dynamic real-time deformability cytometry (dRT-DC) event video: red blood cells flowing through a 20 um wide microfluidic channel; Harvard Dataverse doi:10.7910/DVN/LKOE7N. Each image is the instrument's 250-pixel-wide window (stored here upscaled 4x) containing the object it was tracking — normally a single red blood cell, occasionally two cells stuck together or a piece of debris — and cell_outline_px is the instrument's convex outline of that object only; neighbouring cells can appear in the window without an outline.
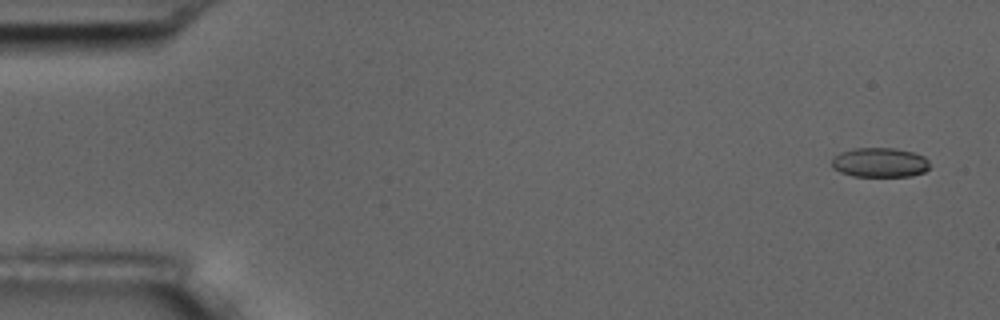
{"species": "common noctule bat (a hibernating species)", "species_latin": "Nyctalus noctula", "temperature_condition": "room temperature", "stored_images_in_passage": 11, "camera_frame_rate_fps": 3000, "um_per_image_px": 0.085, "animal": {"sex": "male", "body_mass_g": 17.5, "forearm_length_mm": 52.3}, "frame": {"image": 1, "passage_image": 1, "time_ms": 0.0, "image_size_px": [1000, 320], "cell_outline_px": [[928, 168], [924, 172], [912, 176], [852, 176], [840, 172], [832, 168], [832, 156], [840, 152], [852, 148], [896, 148], [912, 152], [924, 156], [928, 160]], "centroid_in_image_um": [74.74, 13.81], "position_along_channel_um": 10.3, "area_um2": 16.99}}
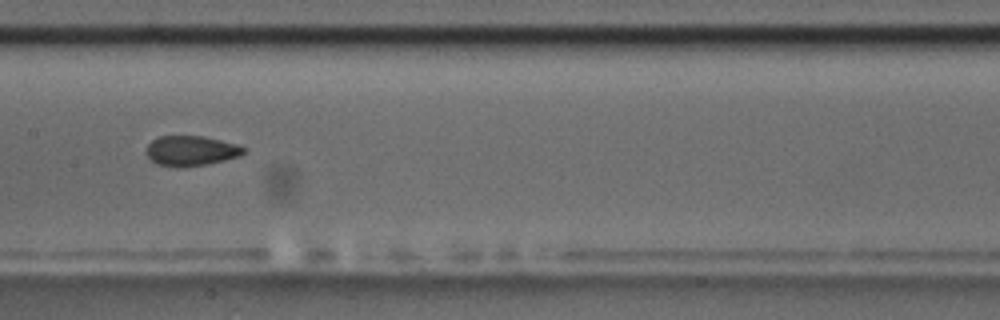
{"frame": {"image": 2, "passage_image": 8, "time_ms": 8.667, "image_size_px": [1000, 320], "cell_outline_px": [[248, 148], [240, 156], [208, 164], [184, 168], [176, 168], [156, 164], [144, 152], [148, 144], [152, 140], [160, 136], [204, 136], [236, 144]], "centroid_in_image_um": [16.22, 12.83], "position_along_channel_um": 191.2, "area_um2": 17.34}}
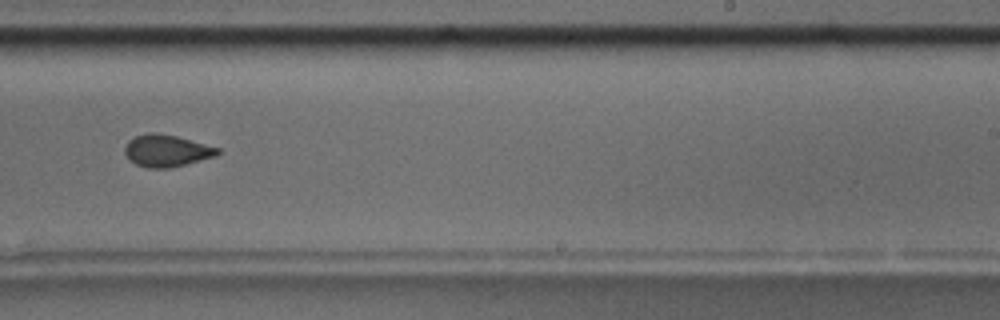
{"frame": {"image": 3, "passage_image": 10, "time_ms": 11.0, "image_size_px": [1000, 320], "cell_outline_px": [[220, 152], [216, 156], [168, 168], [148, 168], [136, 164], [124, 152], [124, 148], [128, 140], [136, 136], [148, 132], [156, 132], [176, 136], [220, 148]], "centroid_in_image_um": [14.15, 12.8], "position_along_channel_um": 274.8, "area_um2": 17.11}}